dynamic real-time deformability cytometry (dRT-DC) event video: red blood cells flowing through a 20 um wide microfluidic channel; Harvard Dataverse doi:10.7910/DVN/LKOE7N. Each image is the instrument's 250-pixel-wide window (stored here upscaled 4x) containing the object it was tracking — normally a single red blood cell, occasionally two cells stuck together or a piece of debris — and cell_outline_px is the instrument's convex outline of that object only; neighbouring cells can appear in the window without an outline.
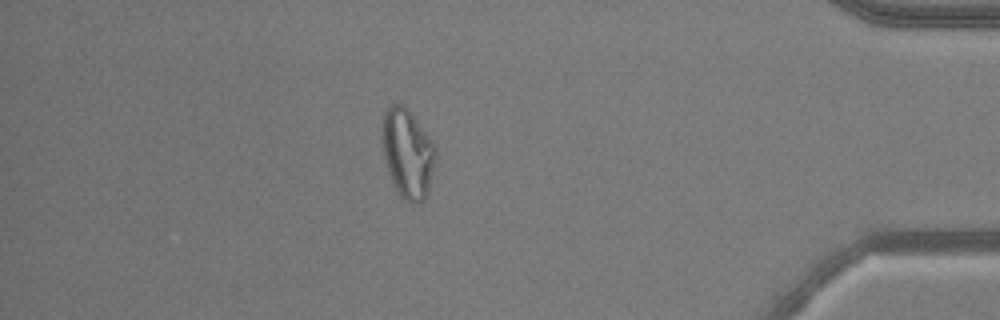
{"species": "common noctule bat (a hibernating species)", "species_latin": "Nyctalus noctula", "temperature_condition": "warm", "stored_images_in_passage": 52, "camera_frame_rate_fps": 3000, "um_per_image_px": 0.085, "animal": {"sex": "male", "body_mass_g": 20.5, "forearm_length_mm": 52.5}, "frame": {"image": 1, "passage_image": 45, "time_ms": 14.667, "image_size_px": [1000, 320], "cell_outline_px": [[436, 156], [428, 192], [424, 200], [420, 204], [408, 204], [400, 196], [388, 172], [384, 160], [380, 136], [380, 128], [384, 108], [388, 104], [396, 100], [408, 108], [432, 140], [436, 152]], "centroid_in_image_um": [34.6, 12.98], "position_along_channel_um": 400.6, "area_um2": 28.73}}
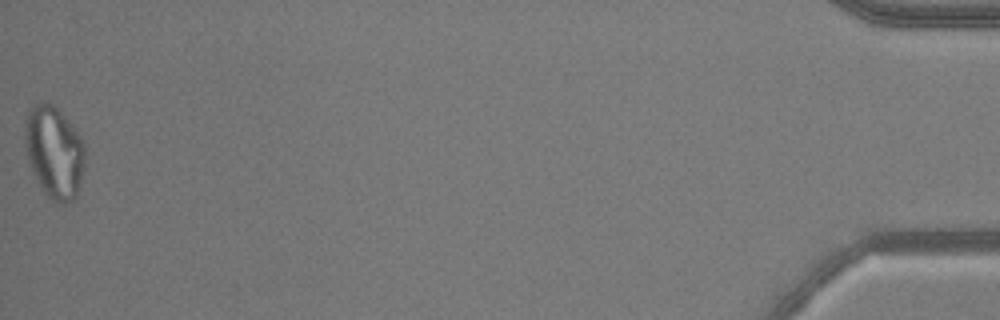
{"frame": {"image": 2, "passage_image": 52, "time_ms": 17.0, "image_size_px": [1000, 320], "cell_outline_px": [[84, 168], [76, 196], [68, 204], [56, 204], [44, 192], [32, 172], [28, 160], [24, 140], [24, 124], [28, 108], [40, 100], [52, 104], [76, 128], [84, 140]], "centroid_in_image_um": [4.59, 12.91], "position_along_channel_um": 430.6, "area_um2": 32.77}, "authors_computed_cell_mechanics": {"area_um2": 26.7036, "velocity_mm_per_s": 3.8493, "shape_relaxation_time_tau1_ms": null, "shape_relaxation_time_tau2_ms": 1.8949, "deformation_change_tau1": null, "deformation_change_tau2": 0.0586}}